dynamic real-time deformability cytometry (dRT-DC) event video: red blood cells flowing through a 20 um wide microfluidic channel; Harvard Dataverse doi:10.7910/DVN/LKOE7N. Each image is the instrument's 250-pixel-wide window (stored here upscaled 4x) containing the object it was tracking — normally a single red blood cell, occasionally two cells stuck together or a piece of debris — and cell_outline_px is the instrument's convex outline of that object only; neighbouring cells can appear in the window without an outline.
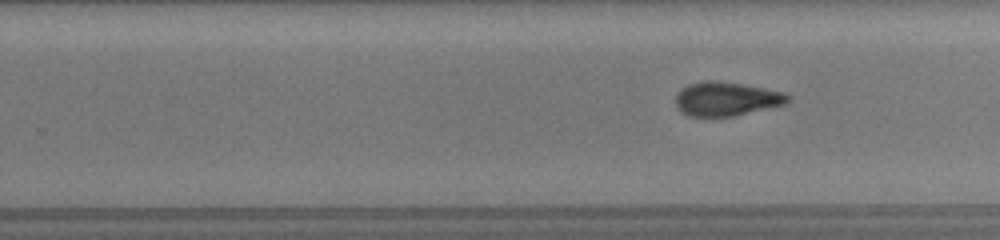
{"species": "common noctule bat (a hibernating species)", "species_latin": "Nyctalus noctula", "temperature_condition": "room temperature", "stored_images_in_passage": 23, "segment_of_instrument_passage": [2, 2], "camera_frame_rate_fps": 3000, "um_per_image_px": 0.085, "animal": {"sex": "female", "body_mass_g": 19.5, "forearm_length_mm": 54.1}, "frame": {"image": 1, "passage_image": 23, "time_ms": 10.667, "image_size_px": [1000, 240], "cell_outline_px": [[792, 100], [788, 104], [736, 116], [688, 116], [680, 112], [676, 108], [676, 92], [680, 88], [688, 84], [704, 80], [720, 80], [744, 84], [784, 92], [792, 96]], "centroid_in_image_um": [61.77, 8.4], "position_along_channel_um": 268.0, "area_um2": 22.89}}